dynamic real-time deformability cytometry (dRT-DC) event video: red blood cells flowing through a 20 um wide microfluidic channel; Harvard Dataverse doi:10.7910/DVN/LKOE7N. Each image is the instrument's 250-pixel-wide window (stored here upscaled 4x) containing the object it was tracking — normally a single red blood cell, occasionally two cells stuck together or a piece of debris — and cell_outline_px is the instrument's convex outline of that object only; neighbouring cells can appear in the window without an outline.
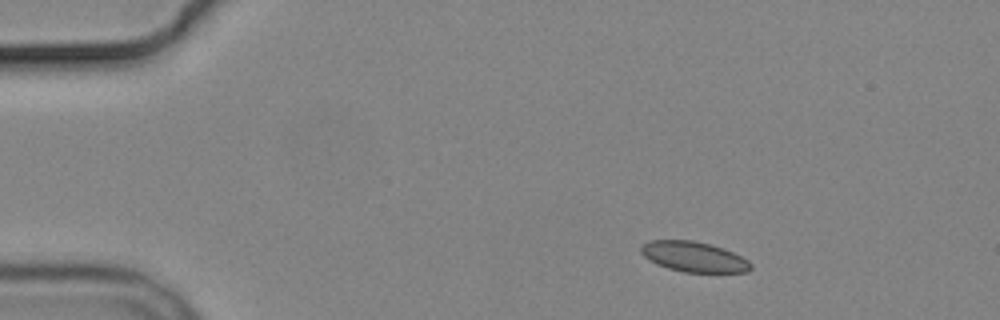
{"species": "common noctule bat (a hibernating species)", "species_latin": "Nyctalus noctula", "temperature_condition": "cold", "stored_images_in_passage": 3, "camera_frame_rate_fps": 3000, "um_per_image_px": 0.085, "animal": {"sex": "male", "body_mass_g": 19.2, "forearm_length_mm": 51.8}, "frame": {"image": 1, "passage_image": 2, "time_ms": 1.333, "image_size_px": [1000, 320], "cell_outline_px": [[752, 268], [748, 272], [684, 272], [668, 268], [648, 260], [640, 252], [640, 244], [648, 240], [692, 240], [712, 244], [724, 248], [748, 260], [752, 264]], "centroid_in_image_um": [58.95, 21.81], "position_along_channel_um": 26.0, "area_um2": 19.54}}